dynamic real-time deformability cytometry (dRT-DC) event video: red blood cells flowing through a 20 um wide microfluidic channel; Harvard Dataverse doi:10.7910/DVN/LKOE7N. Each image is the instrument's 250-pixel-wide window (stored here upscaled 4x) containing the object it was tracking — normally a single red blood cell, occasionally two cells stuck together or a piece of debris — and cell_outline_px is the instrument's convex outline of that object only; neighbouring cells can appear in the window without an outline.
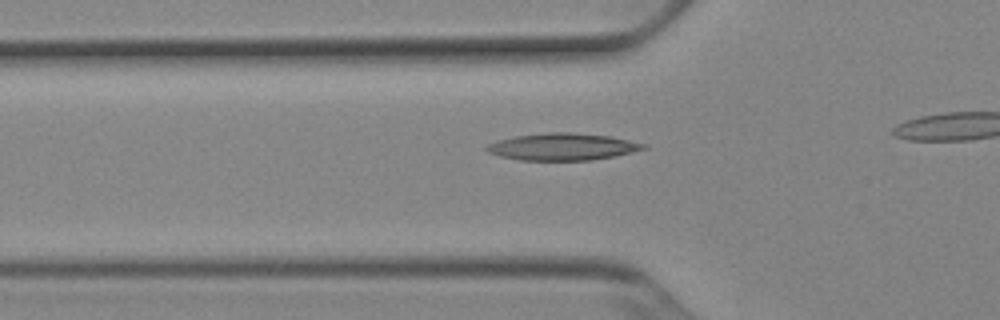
{"species": "Egyptian fruit bat (a non-hibernating species)", "species_latin": "Rousettus aegyptiacus", "temperature_condition": "cold", "stored_images_in_passage": 26, "camera_frame_rate_fps": 3000, "um_per_image_px": 0.085, "animal": {"sex": "female"}, "frame": {"image": 1, "passage_image": 14, "time_ms": 4.333, "image_size_px": [1000, 320], "cell_outline_px": [[648, 148], [612, 156], [592, 160], [520, 160], [500, 156], [488, 152], [484, 148], [488, 144], [500, 140], [516, 136], [548, 132], [568, 132], [612, 136], [648, 144]], "centroid_in_image_um": [47.84, 12.47], "position_along_channel_um": 78.0, "area_um2": 24.57}}
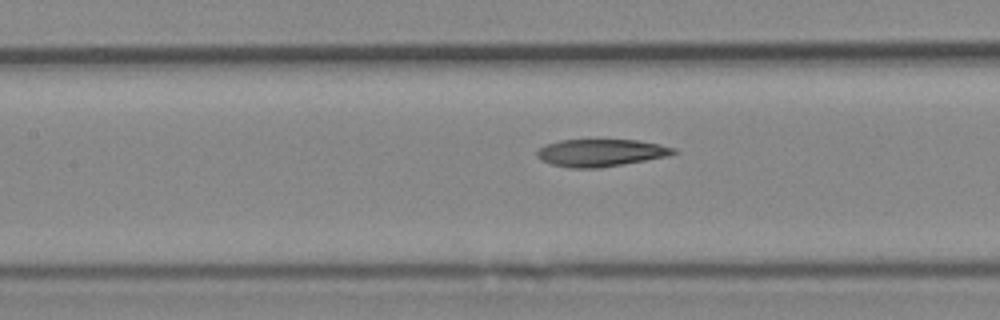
{"frame": {"image": 2, "passage_image": 20, "time_ms": 6.333, "image_size_px": [1000, 320], "cell_outline_px": [[680, 152], [668, 156], [624, 164], [600, 168], [568, 168], [552, 164], [540, 160], [536, 156], [536, 152], [544, 144], [560, 140], [636, 140], [660, 144], [676, 148]], "centroid_in_image_um": [51.07, 12.99], "position_along_channel_um": 156.3, "area_um2": 21.96}}
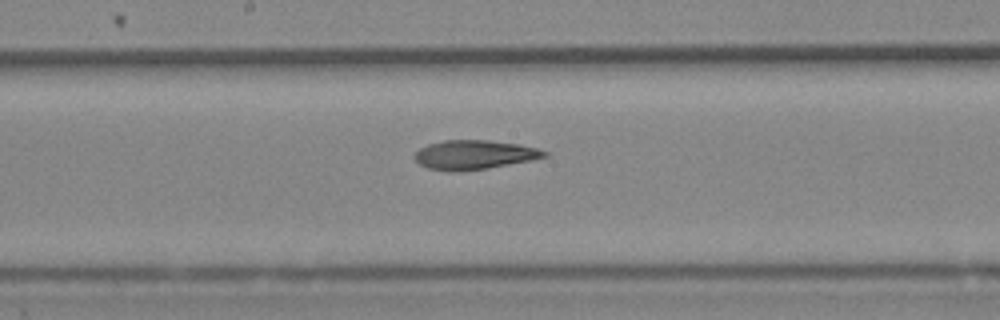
{"frame": {"image": 3, "passage_image": 24, "time_ms": 7.667, "image_size_px": [1000, 320], "cell_outline_px": [[548, 156], [532, 160], [488, 168], [460, 172], [448, 172], [428, 168], [420, 164], [412, 156], [420, 148], [428, 144], [444, 140], [488, 140], [516, 144], [536, 148], [548, 152]], "centroid_in_image_um": [40.28, 13.17], "position_along_channel_um": 207.9, "area_um2": 22.14}}